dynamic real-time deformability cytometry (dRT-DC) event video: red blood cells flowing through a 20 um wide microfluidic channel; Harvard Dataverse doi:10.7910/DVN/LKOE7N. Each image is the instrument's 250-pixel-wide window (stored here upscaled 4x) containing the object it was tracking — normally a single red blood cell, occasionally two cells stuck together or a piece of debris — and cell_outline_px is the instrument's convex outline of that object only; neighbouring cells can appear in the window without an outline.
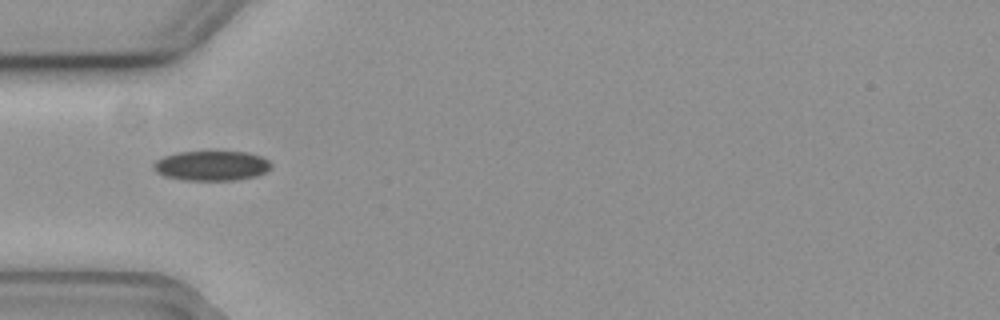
{"species": "common noctule bat (a hibernating species)", "species_latin": "Nyctalus noctula", "temperature_condition": "cold", "stored_images_in_passage": 39, "camera_frame_rate_fps": 3000, "um_per_image_px": 0.085, "animal": {"sex": "female", "body_mass_g": 19.3, "forearm_length_mm": 54.1}, "frame": {"image": 1, "passage_image": 1, "time_ms": 0.0, "image_size_px": [1000, 320], "cell_outline_px": [[272, 168], [256, 176], [232, 180], [184, 180], [164, 176], [156, 172], [152, 168], [152, 164], [156, 160], [164, 156], [180, 152], [248, 152], [260, 156], [268, 160], [272, 164]], "centroid_in_image_um": [17.97, 14.09], "position_along_channel_um": 67.0, "area_um2": 20.4}}
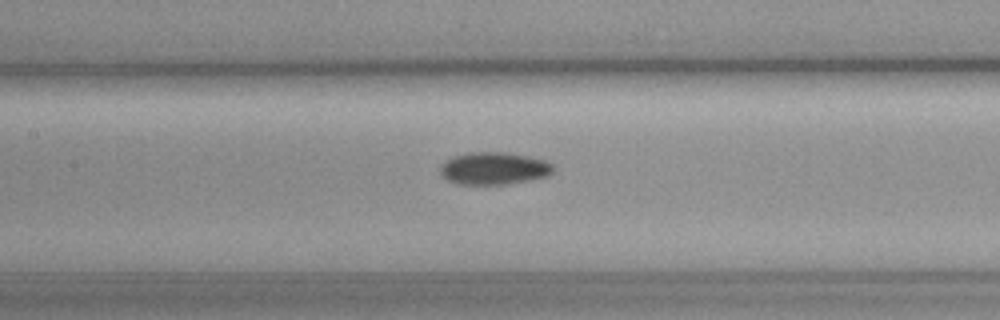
{"frame": {"image": 2, "passage_image": 9, "time_ms": 2.667, "image_size_px": [1000, 320], "cell_outline_px": [[556, 168], [548, 176], [532, 180], [508, 184], [460, 184], [448, 180], [440, 172], [440, 168], [448, 160], [456, 156], [468, 152], [504, 152], [528, 156], [544, 160], [552, 164]], "centroid_in_image_um": [42.05, 14.32], "position_along_channel_um": 165.3, "area_um2": 21.21}}
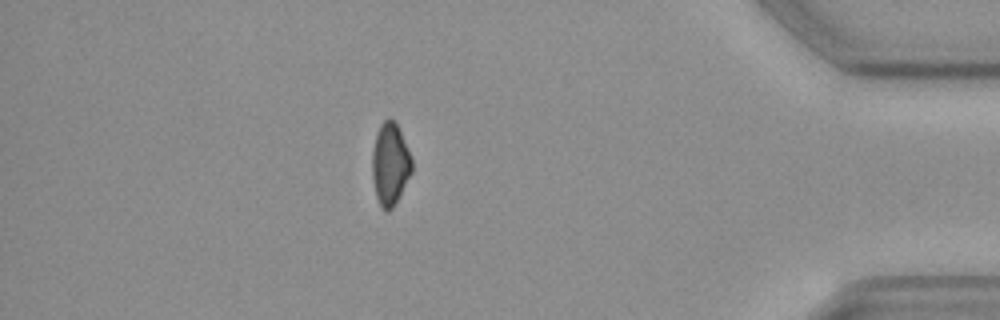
{"frame": {"image": 3, "passage_image": 32, "time_ms": 10.333, "image_size_px": [1000, 320], "cell_outline_px": [[412, 172], [392, 208], [388, 212], [384, 212], [376, 196], [372, 176], [372, 148], [376, 132], [380, 124], [388, 116], [396, 124], [412, 156]], "centroid_in_image_um": [33.14, 13.93], "position_along_channel_um": 402.1, "area_um2": 19.02}, "authors_computed_cell_mechanics": {"area_um2": 20.0566, "velocity_mm_per_s": 3.6923, "shape_relaxation_time_tau1_ms": 2.142, "shape_relaxation_time_tau2_ms": null, "deformation_change_tau1": 0.0541, "deformation_change_tau2": null}}